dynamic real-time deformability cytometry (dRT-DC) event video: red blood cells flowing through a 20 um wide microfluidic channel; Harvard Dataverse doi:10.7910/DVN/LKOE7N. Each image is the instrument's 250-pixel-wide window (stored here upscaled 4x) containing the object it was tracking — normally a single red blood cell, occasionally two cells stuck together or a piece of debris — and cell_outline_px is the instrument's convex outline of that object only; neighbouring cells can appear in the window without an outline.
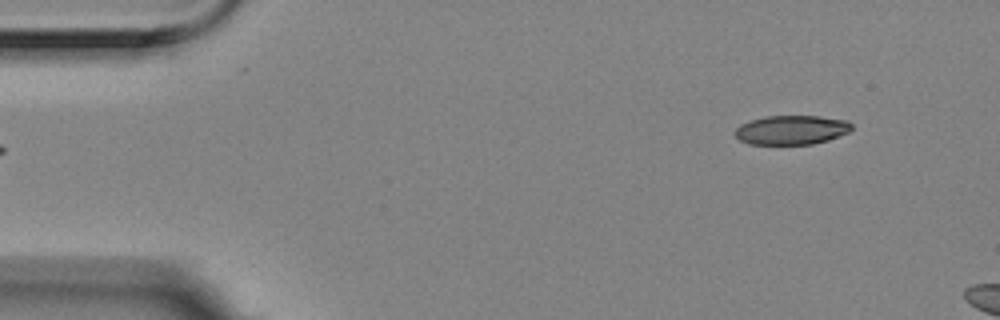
{"species": "Egyptian fruit bat (a non-hibernating species)", "species_latin": "Rousettus aegyptiacus", "temperature_condition": "room temperature", "stored_images_in_passage": 2, "camera_frame_rate_fps": 3000, "um_per_image_px": 0.085, "animal": {"sex": "female"}, "frame": {"image": 1, "passage_image": 2, "time_ms": 0.333, "image_size_px": [1000, 320], "cell_outline_px": [[852, 128], [848, 132], [828, 140], [812, 144], [748, 144], [740, 140], [732, 132], [740, 124], [752, 120], [768, 116], [820, 116], [848, 120], [852, 124]], "centroid_in_image_um": [67.27, 11.04], "position_along_channel_um": 17.7, "area_um2": 19.88}}